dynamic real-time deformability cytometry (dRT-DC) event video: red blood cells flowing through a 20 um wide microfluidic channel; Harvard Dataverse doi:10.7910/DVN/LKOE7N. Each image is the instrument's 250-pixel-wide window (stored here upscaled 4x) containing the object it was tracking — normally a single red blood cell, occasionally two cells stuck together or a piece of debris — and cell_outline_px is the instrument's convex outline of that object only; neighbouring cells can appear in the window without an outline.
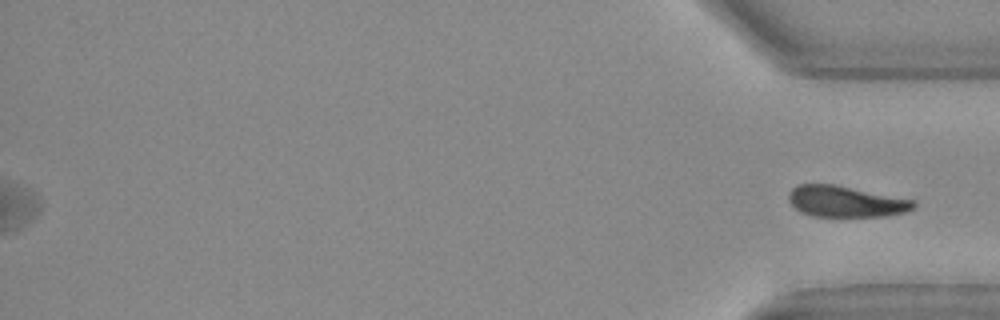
{"species": "Egyptian fruit bat (a non-hibernating species)", "species_latin": "Rousettus aegyptiacus", "temperature_condition": "warm", "stored_images_in_passage": 39, "segment_of_instrument_passage": [2, 2], "camera_frame_rate_fps": 3000, "um_per_image_px": 0.085, "animal": {"sex": "female"}, "frame": {"image": 1, "passage_image": 39, "time_ms": 12.667, "image_size_px": [1000, 320], "cell_outline_px": [[916, 208], [908, 212], [884, 216], [812, 216], [800, 212], [788, 200], [788, 192], [796, 184], [832, 184], [912, 200], [916, 204]], "centroid_in_image_um": [71.85, 17.13], "position_along_channel_um": 363.3, "area_um2": 22.48}}